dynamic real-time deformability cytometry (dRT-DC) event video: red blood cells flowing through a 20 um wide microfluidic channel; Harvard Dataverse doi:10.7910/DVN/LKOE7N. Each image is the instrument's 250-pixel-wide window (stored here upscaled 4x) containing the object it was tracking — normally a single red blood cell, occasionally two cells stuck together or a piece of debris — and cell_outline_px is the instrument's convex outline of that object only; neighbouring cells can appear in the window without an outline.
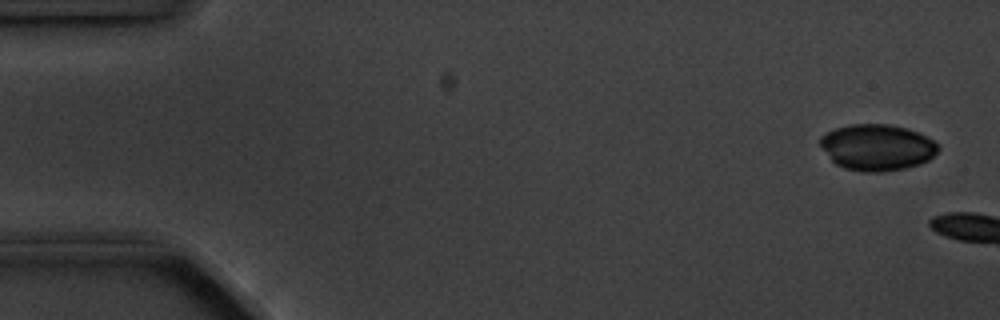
{"species": "common noctule bat (a hibernating species)", "species_latin": "Nyctalus noctula", "temperature_condition": "cold", "stored_images_in_passage": 9, "camera_frame_rate_fps": 3000, "um_per_image_px": 0.085, "animal": {"sex": "male", "body_mass_g": 20.1, "forearm_length_mm": 53.5}, "frame": {"image": 1, "passage_image": 1, "time_ms": 0.0, "image_size_px": [1000, 320], "cell_outline_px": [[940, 148], [928, 160], [920, 164], [904, 168], [880, 172], [864, 172], [844, 168], [836, 164], [820, 148], [820, 136], [836, 128], [852, 124], [888, 124], [908, 128], [940, 144]], "centroid_in_image_um": [74.54, 12.52], "position_along_channel_um": 10.5, "area_um2": 31.73}}